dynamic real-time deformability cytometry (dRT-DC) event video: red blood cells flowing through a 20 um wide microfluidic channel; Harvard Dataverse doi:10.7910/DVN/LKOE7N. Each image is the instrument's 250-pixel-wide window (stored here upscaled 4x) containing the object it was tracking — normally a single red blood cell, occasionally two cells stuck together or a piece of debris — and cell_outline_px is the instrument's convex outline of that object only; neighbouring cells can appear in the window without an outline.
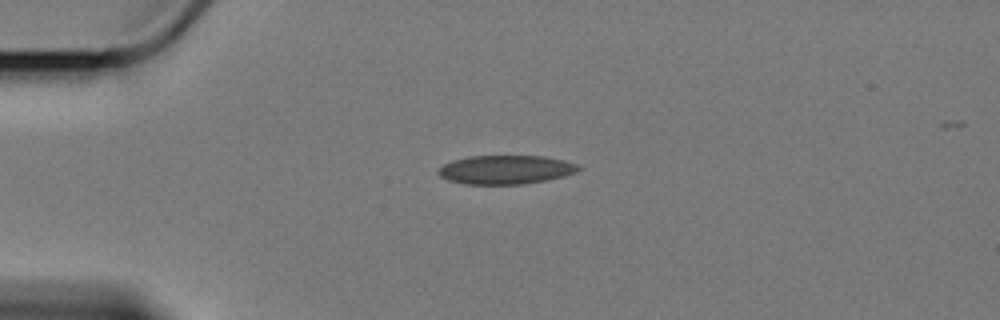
{"species": "Egyptian fruit bat (a non-hibernating species)", "species_latin": "Rousettus aegyptiacus", "temperature_condition": "cold", "stored_images_in_passage": 5, "camera_frame_rate_fps": 3000, "um_per_image_px": 0.085, "animal": {"sex": "female"}, "frame": {"image": 1, "passage_image": 3, "time_ms": 2.333, "image_size_px": [1000, 320], "cell_outline_px": [[580, 168], [576, 172], [564, 176], [548, 180], [524, 184], [464, 184], [448, 180], [440, 176], [440, 168], [444, 164], [452, 160], [472, 156], [544, 156], [564, 160], [576, 164]], "centroid_in_image_um": [43.0, 14.42], "position_along_channel_um": 42.0, "area_um2": 23.41}}
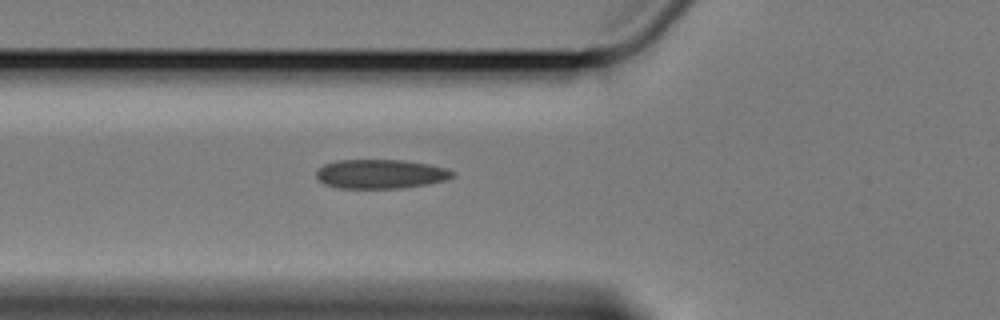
{"frame": {"image": 2, "passage_image": 5, "time_ms": 4.667, "image_size_px": [1000, 320], "cell_outline_px": [[456, 176], [444, 180], [428, 184], [400, 188], [336, 188], [324, 184], [316, 176], [316, 172], [324, 164], [336, 160], [404, 160], [428, 164], [448, 168], [456, 172]], "centroid_in_image_um": [32.38, 14.78], "position_along_channel_um": 93.4, "area_um2": 23.29}}